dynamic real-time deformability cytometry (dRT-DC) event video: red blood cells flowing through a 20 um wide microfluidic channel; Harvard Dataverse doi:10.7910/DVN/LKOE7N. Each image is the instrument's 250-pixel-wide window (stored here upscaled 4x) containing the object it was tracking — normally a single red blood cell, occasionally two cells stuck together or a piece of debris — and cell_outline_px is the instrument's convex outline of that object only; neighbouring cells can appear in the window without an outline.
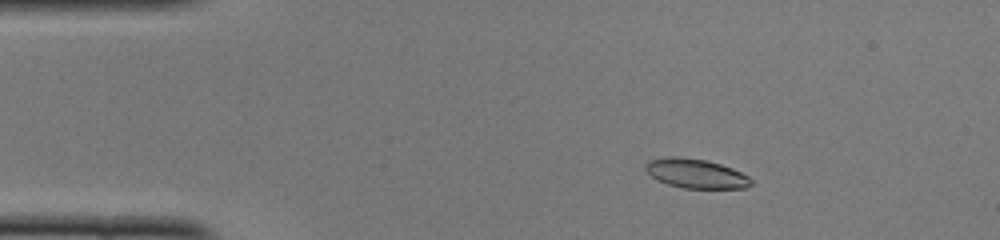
{"species": "common noctule bat (a hibernating species)", "species_latin": "Nyctalus noctula", "temperature_condition": "cold", "stored_images_in_passage": 45, "camera_frame_rate_fps": 3000, "um_per_image_px": 0.085, "animal": {"sex": "female", "body_mass_g": 22.0, "forearm_length_mm": 56.7}, "frame": {"image": 1, "passage_image": 4, "time_ms": 1.0, "image_size_px": [1000, 240], "cell_outline_px": [[752, 184], [744, 188], [684, 188], [668, 184], [656, 180], [644, 168], [644, 164], [648, 160], [668, 156], [680, 156], [704, 160], [720, 164], [732, 168], [748, 176], [752, 180]], "centroid_in_image_um": [59.11, 14.74], "position_along_channel_um": 25.9, "area_um2": 18.03}}
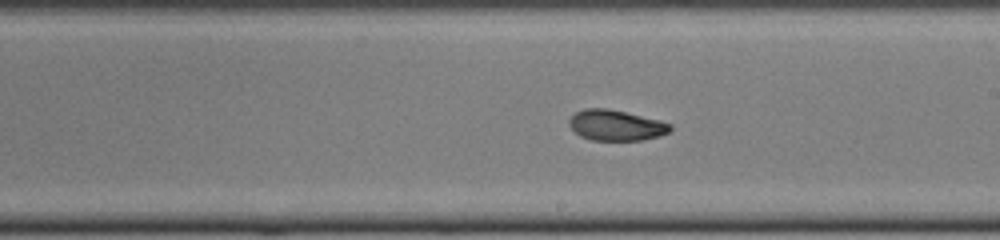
{"frame": {"image": 2, "passage_image": 24, "time_ms": 7.667, "image_size_px": [1000, 240], "cell_outline_px": [[672, 128], [668, 132], [660, 136], [644, 140], [592, 140], [580, 136], [568, 124], [568, 120], [576, 112], [584, 108], [608, 108], [660, 120], [672, 124]], "centroid_in_image_um": [52.37, 10.65], "position_along_channel_um": 236.6, "area_um2": 18.09}}
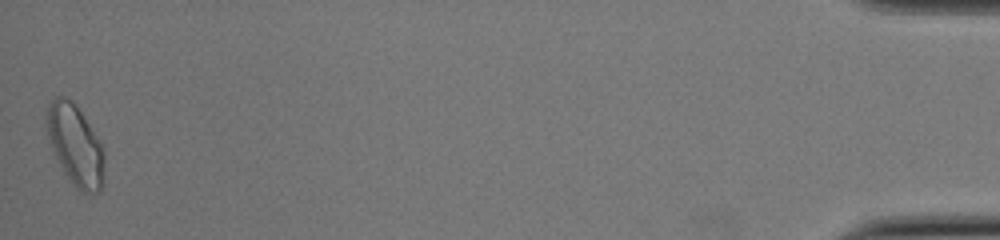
{"frame": {"image": 3, "passage_image": 45, "time_ms": 14.667, "image_size_px": [1000, 240], "cell_outline_px": [[104, 180], [100, 192], [92, 196], [88, 196], [80, 192], [76, 188], [64, 172], [56, 156], [48, 136], [44, 120], [48, 104], [56, 96], [64, 96], [72, 100], [104, 148]], "centroid_in_image_um": [6.41, 12.39], "position_along_channel_um": 428.8, "area_um2": 27.28}, "authors_computed_cell_mechanics": {"area_um2": 18.7272, "velocity_mm_per_s": 4.0843, "shape_relaxation_time_tau1_ms": null, "shape_relaxation_time_tau2_ms": 1.88, "deformation_change_tau1": null, "deformation_change_tau2": 0.0669}}